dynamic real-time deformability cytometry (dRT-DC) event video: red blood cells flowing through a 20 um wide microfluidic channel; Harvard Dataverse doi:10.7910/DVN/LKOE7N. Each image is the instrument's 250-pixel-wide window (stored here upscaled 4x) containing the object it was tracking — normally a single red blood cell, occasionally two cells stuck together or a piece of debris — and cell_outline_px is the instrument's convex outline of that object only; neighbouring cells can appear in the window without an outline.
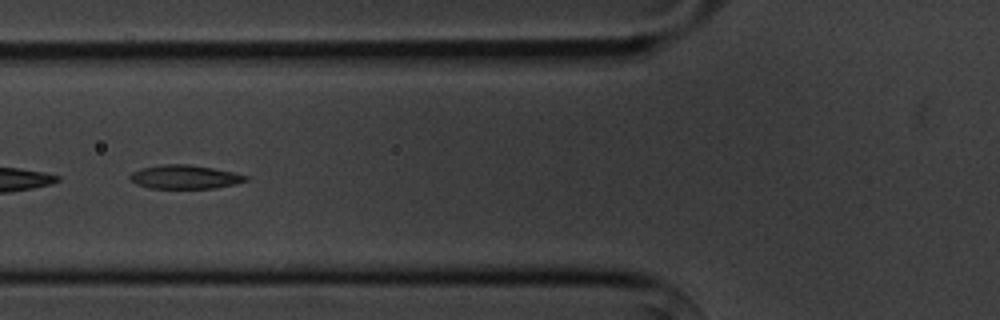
{"species": "common noctule bat (a hibernating species)", "species_latin": "Nyctalus noctula", "temperature_condition": "cold", "stored_images_in_passage": 7, "camera_frame_rate_fps": 3000, "um_per_image_px": 0.085, "animal": {"sex": "male", "body_mass_g": 20.1, "forearm_length_mm": 53.5}, "frame": {"image": 1, "passage_image": 6, "time_ms": 6.0, "image_size_px": [1000, 320], "cell_outline_px": [[248, 180], [236, 184], [212, 188], [148, 188], [136, 184], [128, 180], [128, 176], [132, 172], [140, 168], [164, 164], [188, 164], [212, 168], [232, 172], [248, 176]], "centroid_in_image_um": [15.65, 15.04], "position_along_channel_um": 110.1, "area_um2": 16.07}}
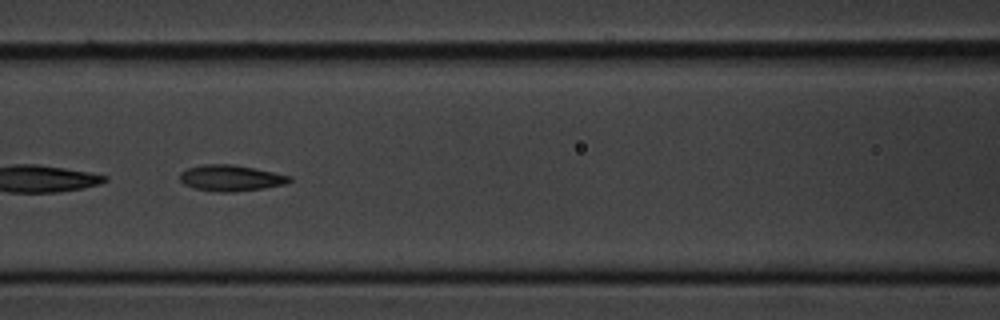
{"frame": {"image": 2, "passage_image": 7, "time_ms": 7.0, "image_size_px": [1000, 320], "cell_outline_px": [[292, 180], [284, 184], [264, 188], [232, 192], [220, 192], [192, 188], [184, 184], [180, 180], [180, 172], [188, 168], [204, 164], [232, 164], [292, 176]], "centroid_in_image_um": [19.59, 15.13], "position_along_channel_um": 147.0, "area_um2": 16.53}}